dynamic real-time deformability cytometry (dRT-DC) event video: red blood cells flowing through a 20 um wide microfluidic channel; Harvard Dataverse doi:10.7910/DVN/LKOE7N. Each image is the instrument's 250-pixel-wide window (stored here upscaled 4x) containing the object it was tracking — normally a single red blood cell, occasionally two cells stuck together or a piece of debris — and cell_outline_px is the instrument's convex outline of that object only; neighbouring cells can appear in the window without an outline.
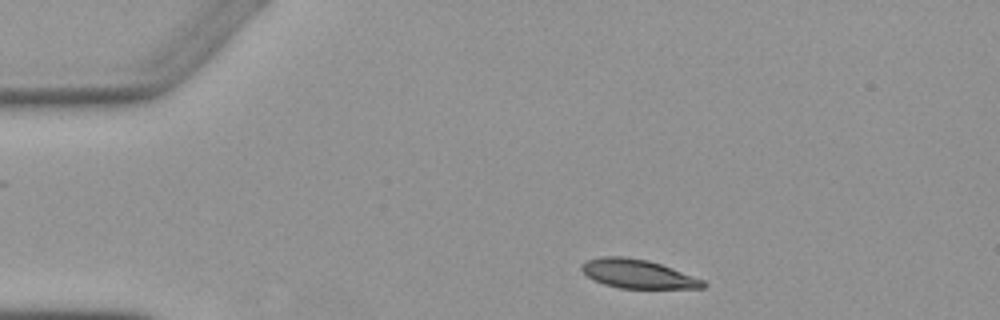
{"species": "Egyptian fruit bat (a non-hibernating species)", "species_latin": "Rousettus aegyptiacus", "temperature_condition": "warm", "stored_images_in_passage": 4, "camera_frame_rate_fps": 3000, "um_per_image_px": 0.085, "animal": {"sex": "female"}, "frame": {"image": 1, "passage_image": 1, "time_ms": 0.0, "image_size_px": [1000, 320], "cell_outline_px": [[708, 284], [704, 288], [620, 288], [604, 284], [588, 276], [580, 268], [580, 264], [588, 260], [604, 256], [624, 256], [648, 260], [672, 268], [704, 280]], "centroid_in_image_um": [54.23, 23.27], "position_along_channel_um": 30.8, "area_um2": 20.23}}
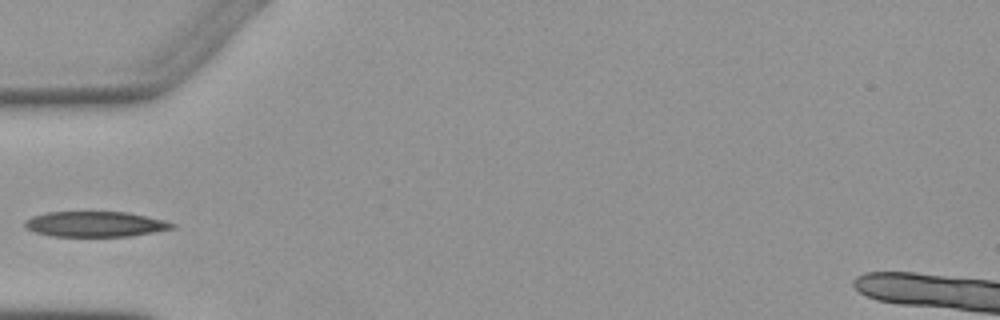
{"frame": {"image": 2, "passage_image": 3, "time_ms": 2.667, "image_size_px": [1000, 320], "cell_outline_px": [[176, 228], [132, 236], [52, 236], [36, 232], [24, 228], [24, 220], [32, 216], [48, 212], [128, 212], [164, 220], [176, 224]], "centroid_in_image_um": [8.1, 19.05], "position_along_channel_um": 76.9, "area_um2": 21.85}}